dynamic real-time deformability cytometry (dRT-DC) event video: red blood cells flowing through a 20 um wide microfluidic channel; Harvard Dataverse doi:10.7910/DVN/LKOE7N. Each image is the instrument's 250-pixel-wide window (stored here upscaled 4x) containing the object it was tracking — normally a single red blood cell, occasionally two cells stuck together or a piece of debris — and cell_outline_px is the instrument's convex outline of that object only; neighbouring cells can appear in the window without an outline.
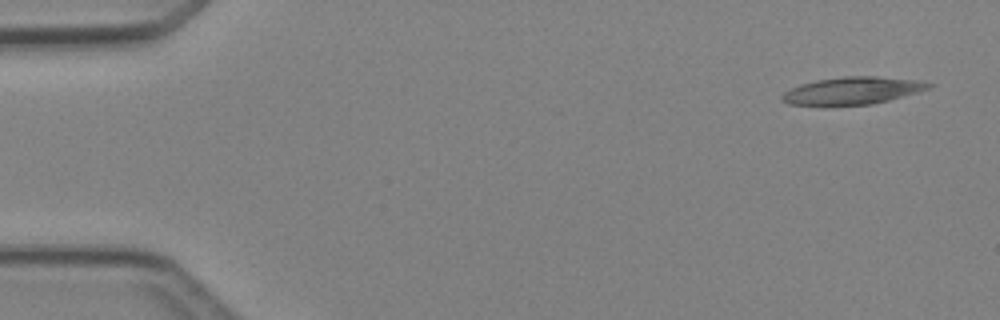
{"species": "Egyptian fruit bat (a non-hibernating species)", "species_latin": "Rousettus aegyptiacus", "temperature_condition": "cold", "stored_images_in_passage": 5, "camera_frame_rate_fps": 3000, "um_per_image_px": 0.085, "animal": {"sex": "female"}, "frame": {"image": 1, "passage_image": 1, "time_ms": 0.0, "image_size_px": [1000, 320], "cell_outline_px": [[936, 84], [932, 88], [888, 100], [872, 104], [788, 104], [780, 100], [780, 96], [784, 92], [800, 84], [816, 80], [844, 76], [876, 76], [916, 80]], "centroid_in_image_um": [72.49, 7.68], "position_along_channel_um": 12.5, "area_um2": 23.06}}
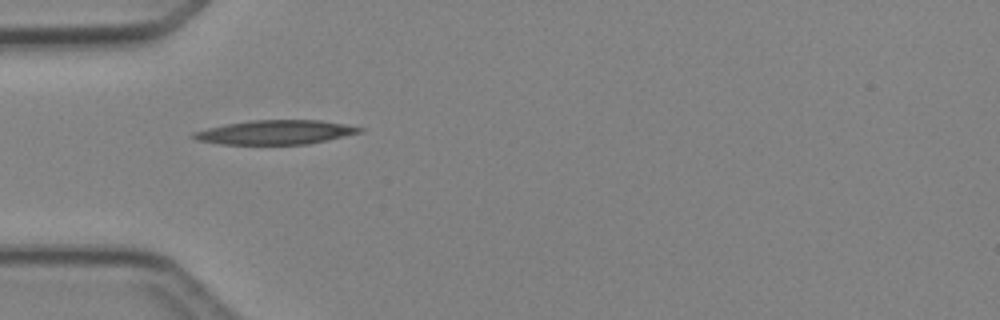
{"frame": {"image": 2, "passage_image": 4, "time_ms": 4.0, "image_size_px": [1000, 320], "cell_outline_px": [[364, 132], [328, 140], [308, 144], [220, 144], [196, 140], [188, 136], [192, 132], [208, 128], [248, 120], [320, 120], [344, 124], [364, 128]], "centroid_in_image_um": [23.41, 11.24], "position_along_channel_um": 61.6, "area_um2": 23.52}}
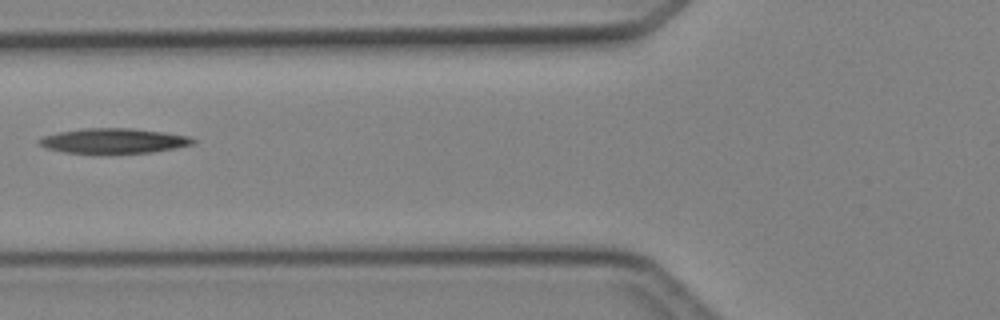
{"frame": {"image": 3, "passage_image": 5, "time_ms": 5.333, "image_size_px": [1000, 320], "cell_outline_px": [[196, 140], [192, 144], [176, 148], [152, 152], [92, 156], [64, 152], [48, 148], [36, 144], [36, 140], [44, 136], [56, 132], [84, 128], [132, 128], [164, 132], [192, 136]], "centroid_in_image_um": [9.61, 12.0], "position_along_channel_um": 116.2, "area_um2": 23.47}}